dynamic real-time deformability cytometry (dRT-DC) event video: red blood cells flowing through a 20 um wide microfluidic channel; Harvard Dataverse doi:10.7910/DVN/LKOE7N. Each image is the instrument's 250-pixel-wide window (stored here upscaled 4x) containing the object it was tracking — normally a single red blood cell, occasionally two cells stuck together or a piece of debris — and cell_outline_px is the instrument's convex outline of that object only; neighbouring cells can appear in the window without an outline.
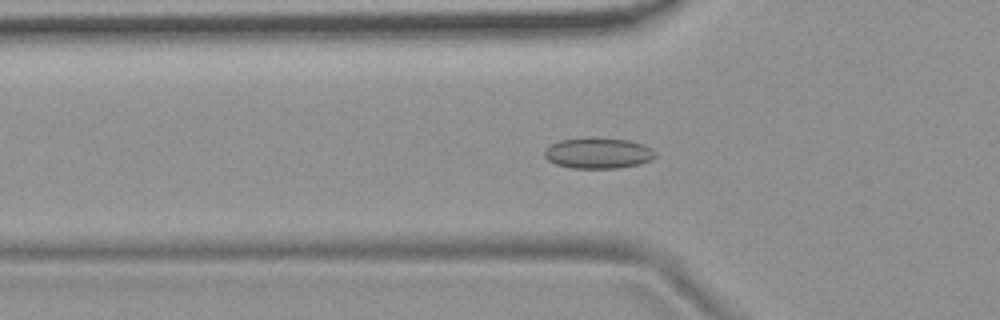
{"species": "common noctule bat (a hibernating species)", "species_latin": "Nyctalus noctula", "temperature_condition": "room temperature", "stored_images_in_passage": 46, "camera_frame_rate_fps": 3000, "um_per_image_px": 0.085, "animal": {"sex": "female", "body_mass_g": 19.9}, "frame": {"image": 1, "passage_image": 14, "time_ms": 4.333, "image_size_px": [1000, 320], "cell_outline_px": [[656, 156], [652, 160], [640, 164], [616, 168], [572, 168], [556, 164], [548, 160], [544, 156], [544, 148], [560, 140], [596, 136], [628, 140], [644, 144], [652, 148], [656, 152]], "centroid_in_image_um": [50.86, 13.0], "position_along_channel_um": 74.9, "area_um2": 20.29}}
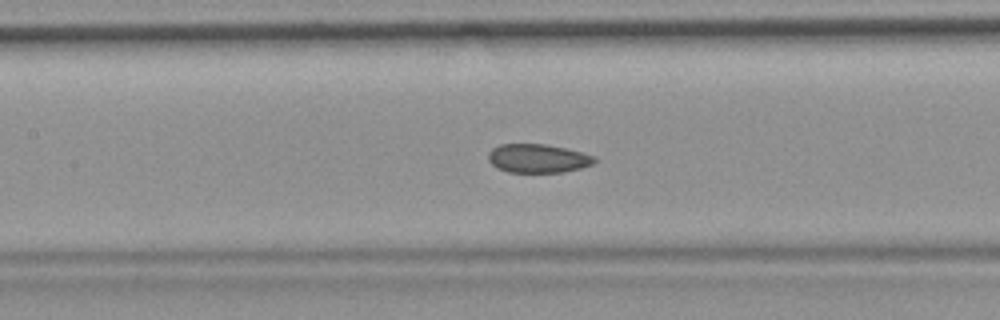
{"frame": {"image": 2, "passage_image": 21, "time_ms": 6.667, "image_size_px": [1000, 320], "cell_outline_px": [[596, 160], [592, 164], [580, 168], [564, 172], [508, 172], [496, 168], [488, 160], [488, 152], [492, 148], [500, 144], [544, 144], [564, 148], [596, 156]], "centroid_in_image_um": [45.69, 13.46], "position_along_channel_um": 161.7, "area_um2": 17.74}}
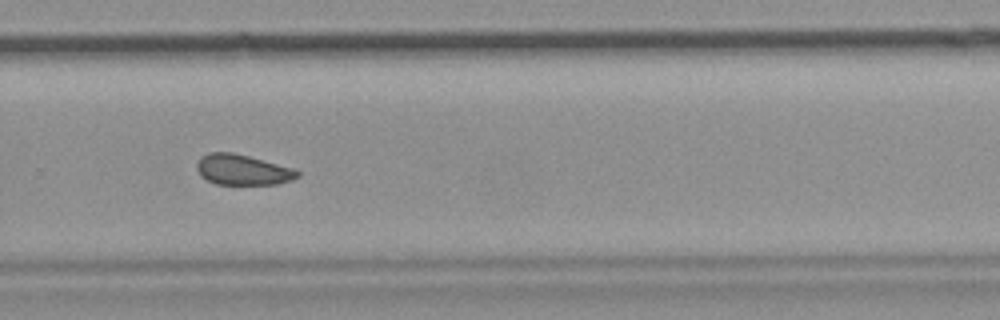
{"frame": {"image": 3, "passage_image": 33, "time_ms": 10.667, "image_size_px": [1000, 320], "cell_outline_px": [[300, 176], [292, 180], [276, 184], [216, 184], [200, 176], [196, 168], [196, 164], [200, 156], [208, 152], [232, 152], [248, 156], [292, 168], [300, 172]], "centroid_in_image_um": [20.58, 14.43], "position_along_channel_um": 309.2, "area_um2": 17.86}, "authors_computed_cell_mechanics": {"area_um2": 18.8428, "velocity_mm_per_s": 3.7044, "shape_relaxation_time_tau1_ms": null, "shape_relaxation_time_tau2_ms": 2.8542, "deformation_change_tau1": null, "deformation_change_tau2": 0.0778}}